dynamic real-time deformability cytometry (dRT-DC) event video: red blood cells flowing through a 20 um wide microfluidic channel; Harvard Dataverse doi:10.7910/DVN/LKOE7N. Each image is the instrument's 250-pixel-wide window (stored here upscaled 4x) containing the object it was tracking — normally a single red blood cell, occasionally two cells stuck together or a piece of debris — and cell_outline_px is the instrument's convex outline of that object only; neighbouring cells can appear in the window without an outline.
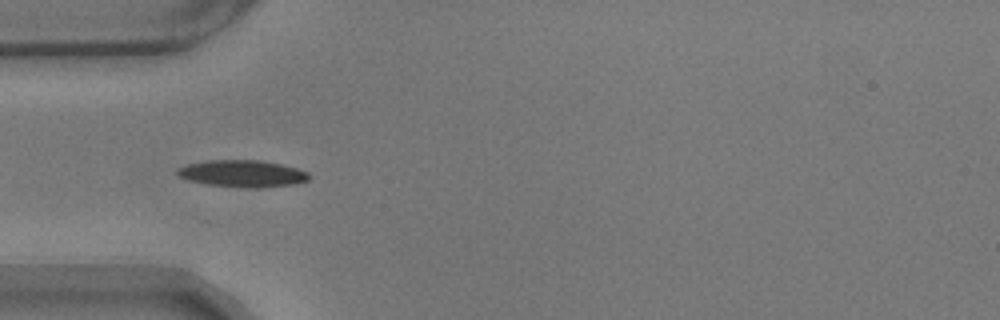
{"species": "common noctule bat (a hibernating species)", "species_latin": "Nyctalus noctula", "temperature_condition": "warm", "stored_images_in_passage": 13, "camera_frame_rate_fps": 3000, "um_per_image_px": 0.085, "animal": {"sex": "male", "body_mass_g": 17.9}, "frame": {"image": 1, "passage_image": 3, "time_ms": 0.667, "image_size_px": [1000, 320], "cell_outline_px": [[312, 176], [308, 180], [292, 184], [260, 188], [244, 188], [208, 184], [188, 180], [176, 176], [176, 168], [188, 164], [208, 160], [260, 160], [280, 164], [296, 168], [308, 172]], "centroid_in_image_um": [20.58, 14.75], "position_along_channel_um": 64.4, "area_um2": 20.75}}
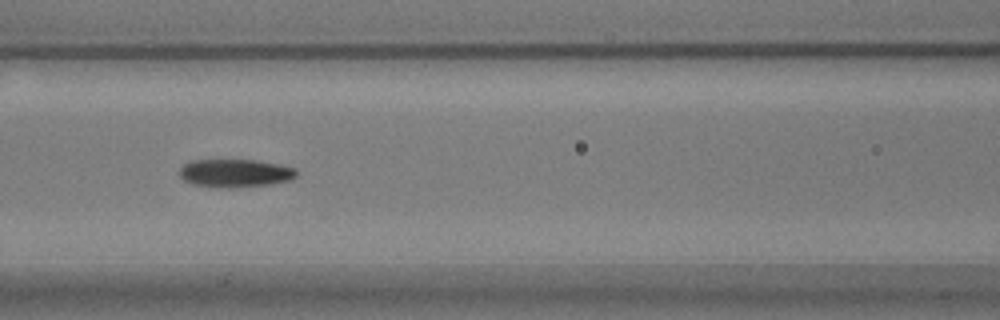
{"frame": {"image": 2, "passage_image": 10, "time_ms": 3.0, "image_size_px": [1000, 320], "cell_outline_px": [[296, 176], [292, 180], [272, 184], [232, 188], [220, 188], [192, 184], [184, 180], [180, 176], [180, 168], [184, 164], [192, 160], [256, 160], [280, 164], [296, 168]], "centroid_in_image_um": [20.01, 14.72], "position_along_channel_um": 146.6, "area_um2": 19.36}}